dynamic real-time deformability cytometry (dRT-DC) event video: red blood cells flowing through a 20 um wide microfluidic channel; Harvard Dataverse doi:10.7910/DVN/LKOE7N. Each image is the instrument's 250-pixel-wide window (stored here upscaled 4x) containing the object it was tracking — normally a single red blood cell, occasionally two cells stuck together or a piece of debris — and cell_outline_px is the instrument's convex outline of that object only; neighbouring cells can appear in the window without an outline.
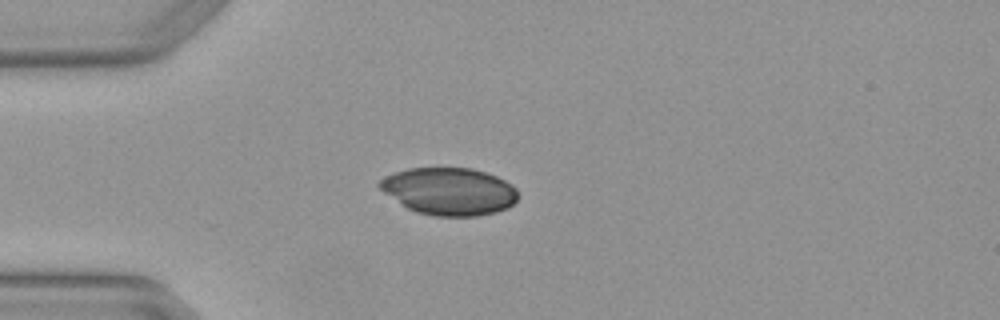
{"species": "Egyptian fruit bat (a non-hibernating species)", "species_latin": "Rousettus aegyptiacus", "temperature_condition": "warm", "stored_images_in_passage": 2, "camera_frame_rate_fps": 3000, "um_per_image_px": 0.085, "animal": {"sex": "female"}, "frame": {"image": 1, "passage_image": 1, "time_ms": 0.0, "image_size_px": [1000, 320], "cell_outline_px": [[516, 200], [508, 208], [496, 212], [476, 216], [432, 216], [416, 212], [408, 208], [384, 192], [376, 184], [384, 176], [408, 168], [472, 168], [496, 176], [512, 184], [516, 188]], "centroid_in_image_um": [38.17, 16.26], "position_along_channel_um": 46.8, "area_um2": 38.09}}